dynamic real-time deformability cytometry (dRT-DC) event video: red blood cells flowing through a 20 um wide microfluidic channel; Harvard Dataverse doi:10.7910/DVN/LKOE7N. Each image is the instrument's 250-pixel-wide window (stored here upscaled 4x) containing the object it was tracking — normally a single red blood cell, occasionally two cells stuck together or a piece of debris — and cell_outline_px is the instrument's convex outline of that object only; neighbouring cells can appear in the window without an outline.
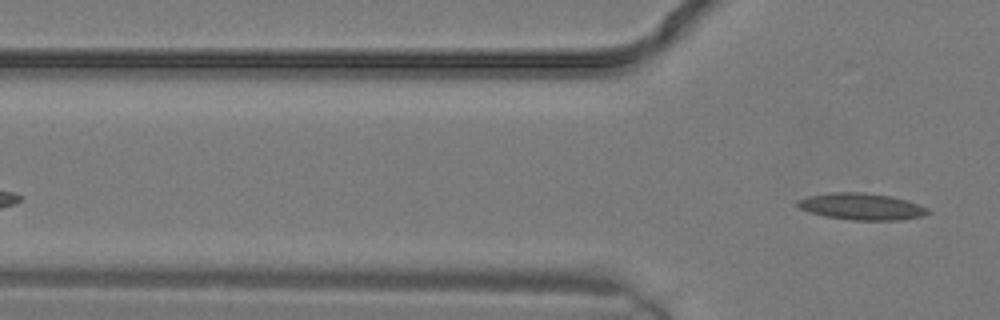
{"species": "common noctule bat (a hibernating species)", "species_latin": "Nyctalus noctula", "temperature_condition": "warm", "stored_images_in_passage": 7, "camera_frame_rate_fps": 3000, "um_per_image_px": 0.085, "animal": {"sex": "male", "body_mass_g": 19.2, "forearm_length_mm": 51.8}, "frame": {"image": 1, "passage_image": 7, "time_ms": 2.0, "image_size_px": [1000, 320], "cell_outline_px": [[932, 212], [924, 216], [900, 220], [852, 220], [824, 216], [808, 212], [800, 208], [796, 204], [796, 200], [808, 196], [832, 192], [864, 192], [888, 196], [904, 200], [928, 208]], "centroid_in_image_um": [73.2, 17.56], "position_along_channel_um": 52.6, "area_um2": 20.23}}